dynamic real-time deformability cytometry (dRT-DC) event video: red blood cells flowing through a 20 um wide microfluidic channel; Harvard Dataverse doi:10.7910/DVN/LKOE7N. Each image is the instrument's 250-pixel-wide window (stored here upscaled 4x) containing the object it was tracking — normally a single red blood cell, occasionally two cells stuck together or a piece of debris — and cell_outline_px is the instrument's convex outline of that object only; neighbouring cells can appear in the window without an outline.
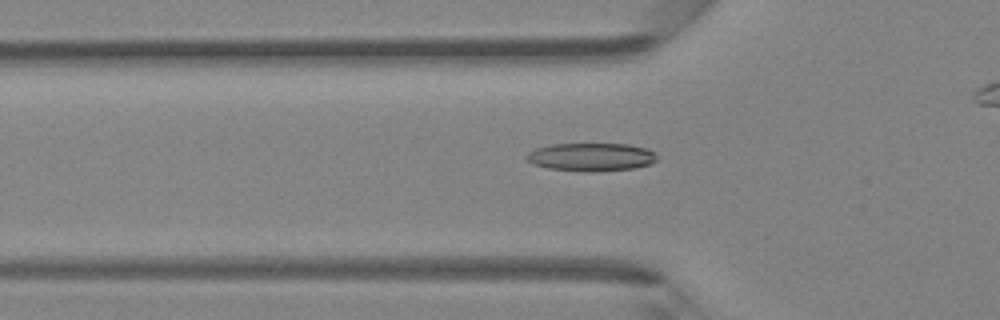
{"species": "Egyptian fruit bat (a non-hibernating species)", "species_latin": "Rousettus aegyptiacus", "temperature_condition": "room temperature", "stored_images_in_passage": 42, "camera_frame_rate_fps": 3000, "um_per_image_px": 0.085, "animal": {"sex": "female"}, "frame": {"image": 1, "passage_image": 16, "time_ms": 5.0, "image_size_px": [1000, 320], "cell_outline_px": [[656, 160], [652, 164], [636, 168], [596, 172], [584, 172], [548, 168], [532, 164], [524, 156], [528, 152], [536, 148], [552, 144], [628, 144], [648, 148], [656, 152]], "centroid_in_image_um": [50.28, 13.35], "position_along_channel_um": 75.5, "area_um2": 21.73}}
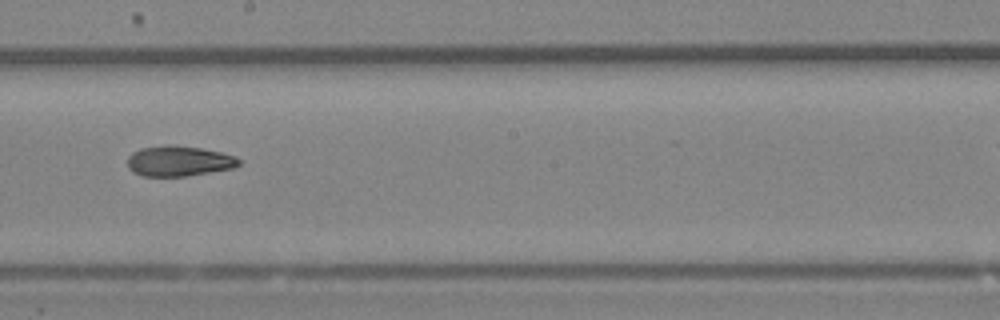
{"frame": {"image": 2, "passage_image": 27, "time_ms": 8.667, "image_size_px": [1000, 320], "cell_outline_px": [[240, 164], [232, 168], [184, 176], [144, 176], [132, 172], [128, 168], [128, 156], [132, 152], [140, 148], [200, 148], [220, 152], [236, 156], [240, 160]], "centroid_in_image_um": [15.2, 13.73], "position_along_channel_um": 233.0, "area_um2": 18.79}}
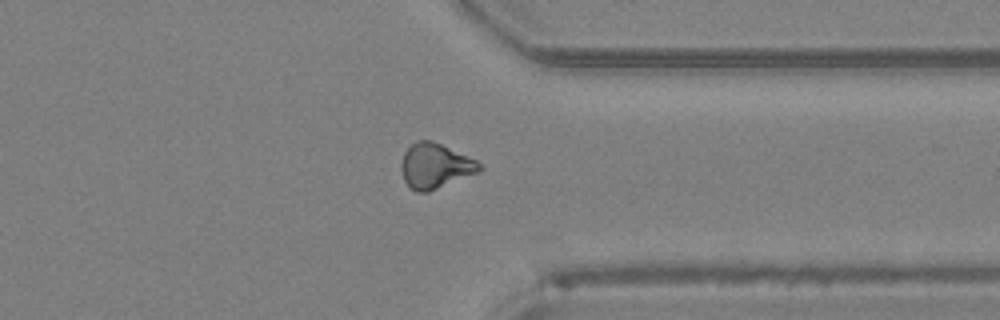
{"frame": {"image": 3, "passage_image": 37, "time_ms": 12.0, "image_size_px": [1000, 320], "cell_outline_px": [[484, 168], [476, 172], [428, 192], [416, 192], [408, 188], [404, 180], [400, 168], [400, 164], [404, 152], [416, 140], [432, 140], [476, 160]], "centroid_in_image_um": [36.93, 14.1], "position_along_channel_um": 374.5, "area_um2": 20.35}, "authors_computed_cell_mechanics": {"area_um2": 20.3745, "velocity_mm_per_s": 4.3, "shape_relaxation_time_tau1_ms": null, "shape_relaxation_time_tau2_ms": 6.5693, "deformation_change_tau1": null, "deformation_change_tau2": 0.149}}